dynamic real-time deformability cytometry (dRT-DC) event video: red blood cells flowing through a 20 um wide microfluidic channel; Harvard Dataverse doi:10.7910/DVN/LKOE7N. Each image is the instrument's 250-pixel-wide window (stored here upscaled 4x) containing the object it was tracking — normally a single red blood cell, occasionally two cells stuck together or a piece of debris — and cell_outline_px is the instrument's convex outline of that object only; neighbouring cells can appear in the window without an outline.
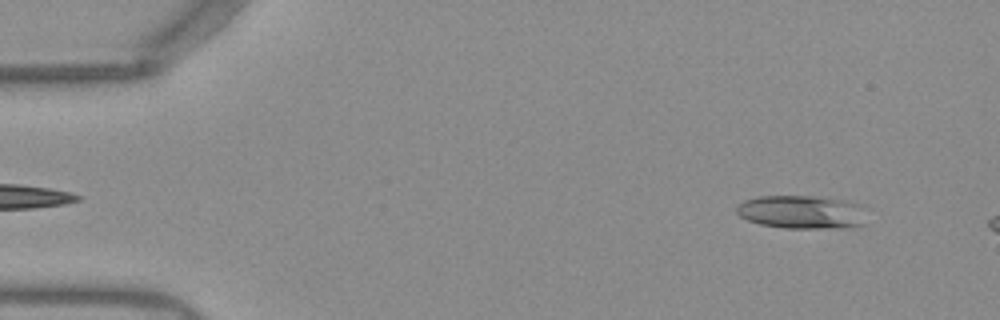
{"species": "Egyptian fruit bat (a non-hibernating species)", "species_latin": "Rousettus aegyptiacus", "temperature_condition": "warm", "stored_images_in_passage": 10, "camera_frame_rate_fps": 3000, "um_per_image_px": 0.085, "frame": {"image": 1, "passage_image": 4, "time_ms": 1.0, "image_size_px": [1000, 320], "cell_outline_px": [[872, 208], [864, 224], [848, 228], [784, 228], [760, 224], [748, 220], [740, 216], [736, 212], [736, 208], [744, 200], [760, 196], [816, 196], [844, 200], [868, 204]], "centroid_in_image_um": [68.33, 18.02], "position_along_channel_um": 16.7, "area_um2": 26.24}}